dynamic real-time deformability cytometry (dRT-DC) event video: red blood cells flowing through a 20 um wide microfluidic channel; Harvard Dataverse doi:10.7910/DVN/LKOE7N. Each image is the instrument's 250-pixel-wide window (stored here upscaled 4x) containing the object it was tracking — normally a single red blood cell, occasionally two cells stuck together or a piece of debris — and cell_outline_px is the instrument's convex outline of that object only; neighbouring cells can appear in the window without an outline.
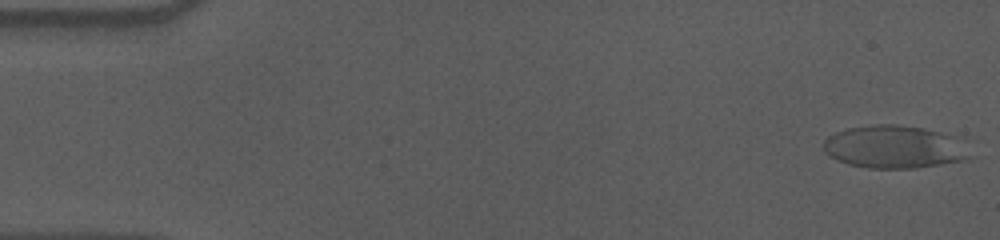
{"species": "human", "species_latin": "Homo sapiens", "temperature_condition": "cold", "stored_images_in_passage": 56, "camera_frame_rate_fps": 3000, "um_per_image_px": 0.085, "donor": {"sex": "male"}, "frame": {"image": 1, "passage_image": 1, "time_ms": 0.0, "image_size_px": [1000, 240], "cell_outline_px": [[968, 160], [916, 168], [868, 168], [848, 164], [836, 160], [828, 156], [824, 152], [824, 140], [828, 136], [836, 132], [848, 128], [872, 124], [896, 124], [924, 128], [956, 136], [968, 156]], "centroid_in_image_um": [75.95, 12.49], "position_along_channel_um": 9.0, "area_um2": 36.47}}
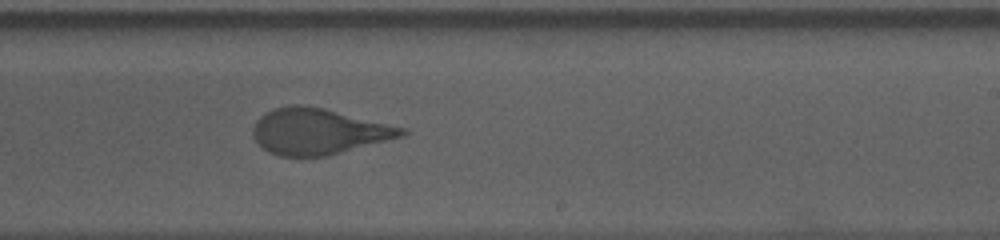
{"frame": {"image": 2, "passage_image": 34, "time_ms": 11.0, "image_size_px": [1000, 240], "cell_outline_px": [[408, 132], [404, 136], [328, 156], [280, 156], [268, 152], [252, 136], [252, 128], [256, 120], [260, 116], [276, 108], [292, 104], [300, 104], [324, 108], [408, 128]], "centroid_in_image_um": [27.09, 11.17], "position_along_channel_um": 261.9, "area_um2": 39.94}}
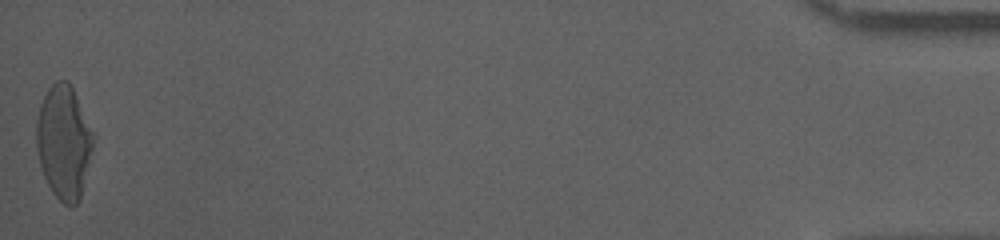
{"frame": {"image": 3, "passage_image": 56, "time_ms": 18.333, "image_size_px": [1000, 240], "cell_outline_px": [[96, 136], [80, 200], [76, 204], [64, 204], [52, 192], [44, 176], [40, 164], [36, 148], [36, 120], [40, 104], [48, 88], [56, 80], [68, 80], [96, 132]], "centroid_in_image_um": [5.45, 12.04], "position_along_channel_um": 429.7, "area_um2": 38.15}, "authors_computed_cell_mechanics": {"area_um2": 39.3907, "velocity_mm_per_s": 3.6005, "shape_relaxation_time_tau1_ms": 8.7529, "shape_relaxation_time_tau2_ms": null, "deformation_change_tau1": 0.2395, "deformation_change_tau2": null}}